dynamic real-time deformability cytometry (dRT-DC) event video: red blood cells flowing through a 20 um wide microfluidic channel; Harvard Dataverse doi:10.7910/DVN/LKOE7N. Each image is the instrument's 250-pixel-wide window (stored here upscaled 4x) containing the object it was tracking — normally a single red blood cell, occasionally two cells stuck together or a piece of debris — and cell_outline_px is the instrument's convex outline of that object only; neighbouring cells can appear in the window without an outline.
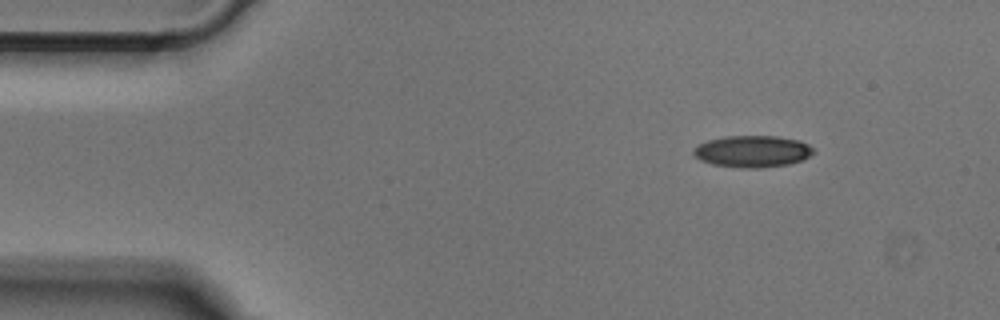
{"species": "Egyptian fruit bat (a non-hibernating species)", "species_latin": "Rousettus aegyptiacus", "temperature_condition": "cold", "stored_images_in_passage": 46, "segment_of_instrument_passage": [1, 2], "camera_frame_rate_fps": 3000, "um_per_image_px": 0.085, "animal": {"sex": "male"}, "frame": {"image": 1, "passage_image": 1, "time_ms": 0.0, "image_size_px": [1000, 320], "cell_outline_px": [[816, 152], [800, 160], [788, 164], [760, 168], [744, 168], [712, 164], [700, 160], [692, 152], [692, 148], [708, 140], [724, 136], [776, 136], [800, 140], [808, 144]], "centroid_in_image_um": [63.95, 12.86], "position_along_channel_um": 21.1, "area_um2": 22.14}}
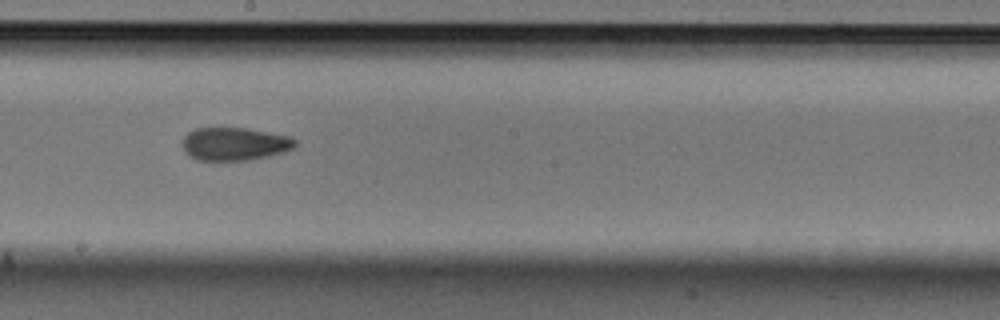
{"frame": {"image": 2, "passage_image": 22, "time_ms": 7.0, "image_size_px": [1000, 320], "cell_outline_px": [[296, 144], [292, 148], [284, 152], [268, 156], [248, 160], [196, 160], [188, 156], [184, 152], [180, 144], [184, 136], [188, 132], [196, 128], [248, 128], [288, 136], [296, 140]], "centroid_in_image_um": [19.88, 12.23], "position_along_channel_um": 228.3, "area_um2": 21.85}}
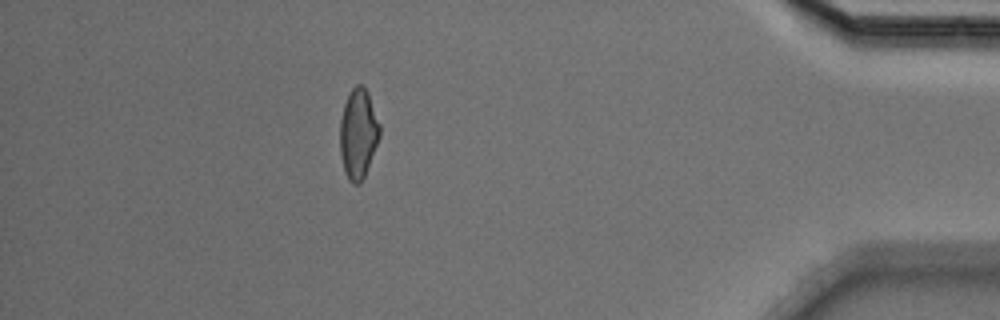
{"frame": {"image": 3, "passage_image": 39, "time_ms": 12.667, "image_size_px": [1000, 320], "cell_outline_px": [[380, 136], [364, 176], [360, 184], [352, 184], [348, 180], [344, 172], [340, 152], [340, 120], [344, 104], [352, 88], [356, 84], [364, 84], [368, 92], [380, 124]], "centroid_in_image_um": [30.44, 11.35], "position_along_channel_um": 404.8, "area_um2": 20.87}}